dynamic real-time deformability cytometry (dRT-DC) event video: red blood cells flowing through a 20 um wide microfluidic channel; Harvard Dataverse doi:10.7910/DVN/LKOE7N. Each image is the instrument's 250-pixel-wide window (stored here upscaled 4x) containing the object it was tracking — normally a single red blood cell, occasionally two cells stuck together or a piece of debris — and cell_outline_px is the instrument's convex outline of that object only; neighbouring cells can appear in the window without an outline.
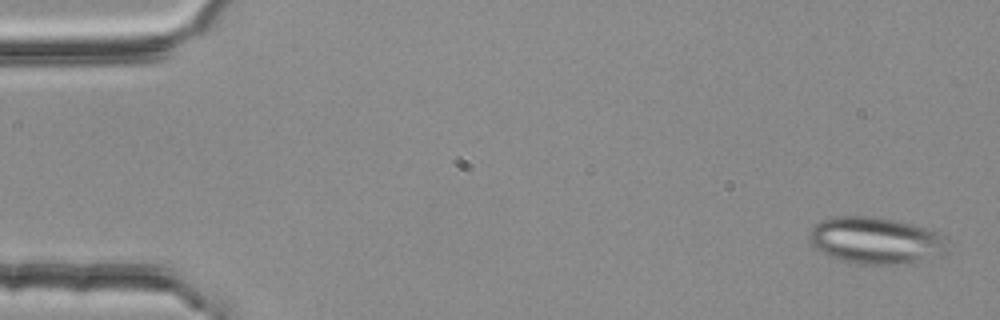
{"species": "common noctule bat (a hibernating species)", "species_latin": "Nyctalus noctula", "temperature_condition": "room temperature", "stored_images_in_passage": 4, "camera_frame_rate_fps": 3000, "um_per_image_px": 0.085, "animal": {"sex": "female", "body_mass_g": 25.1}, "frame": {"image": 1, "passage_image": 1, "time_ms": 0.0, "image_size_px": [1000, 320], "cell_outline_px": [[948, 252], [940, 256], [908, 264], [860, 264], [844, 260], [832, 256], [816, 248], [812, 244], [808, 236], [812, 228], [820, 220], [836, 216], [876, 216], [896, 220], [912, 224], [936, 232], [940, 236]], "centroid_in_image_um": [74.43, 20.44], "position_along_channel_um": 10.6, "area_um2": 37.34}}